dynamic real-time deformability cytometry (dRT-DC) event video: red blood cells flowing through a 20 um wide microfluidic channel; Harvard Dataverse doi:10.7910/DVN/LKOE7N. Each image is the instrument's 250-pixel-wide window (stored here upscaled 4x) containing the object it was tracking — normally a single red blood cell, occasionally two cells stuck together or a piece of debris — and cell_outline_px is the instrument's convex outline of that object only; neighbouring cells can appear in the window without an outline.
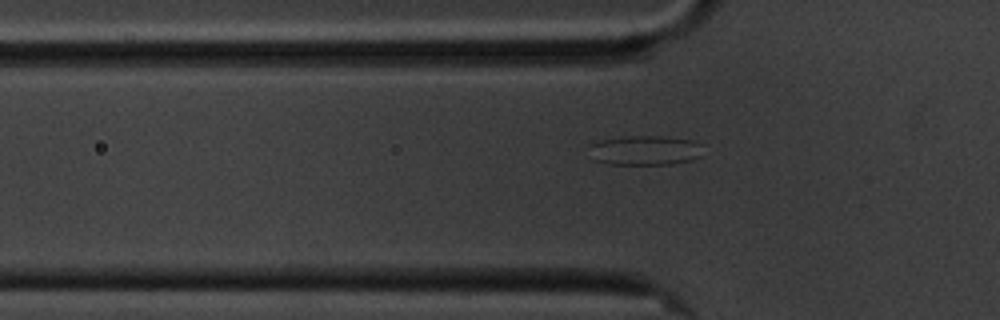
{"species": "common noctule bat (a hibernating species)", "species_latin": "Nyctalus noctula", "temperature_condition": "cold", "stored_images_in_passage": 42, "camera_frame_rate_fps": 3000, "um_per_image_px": 0.085, "animal": {"sex": "male", "body_mass_g": 20.1, "forearm_length_mm": 53.5}, "frame": {"image": 1, "passage_image": 4, "time_ms": 1.0, "image_size_px": [1000, 320], "cell_outline_px": [[704, 144], [700, 156], [692, 160], [672, 164], [608, 164], [592, 160], [588, 144], [600, 140], [620, 136], [660, 136], [692, 140]], "centroid_in_image_um": [54.8, 12.77], "position_along_channel_um": 71.0, "area_um2": 20.06}}
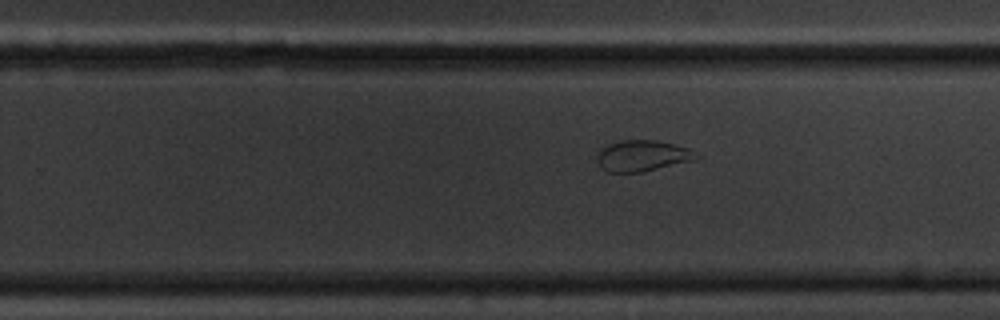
{"frame": {"image": 2, "passage_image": 22, "time_ms": 7.0, "image_size_px": [1000, 320], "cell_outline_px": [[700, 156], [696, 160], [640, 172], [608, 172], [600, 164], [596, 156], [600, 148], [608, 144], [620, 140], [656, 140], [676, 144], [688, 148]], "centroid_in_image_um": [54.62, 13.22], "position_along_channel_um": 275.2, "area_um2": 17.92}}
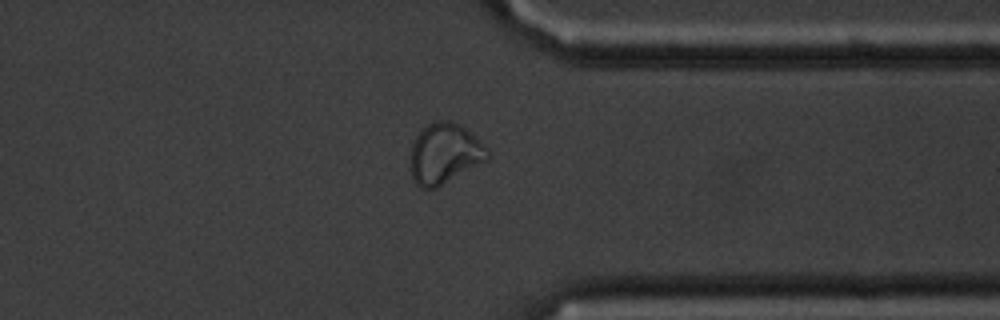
{"frame": {"image": 3, "passage_image": 31, "time_ms": 10.0, "image_size_px": [1000, 320], "cell_outline_px": [[488, 160], [436, 188], [420, 188], [412, 180], [408, 164], [412, 144], [416, 136], [428, 124], [436, 120], [448, 120], [460, 124], [488, 152]], "centroid_in_image_um": [37.7, 13.09], "position_along_channel_um": 373.7, "area_um2": 26.99}}